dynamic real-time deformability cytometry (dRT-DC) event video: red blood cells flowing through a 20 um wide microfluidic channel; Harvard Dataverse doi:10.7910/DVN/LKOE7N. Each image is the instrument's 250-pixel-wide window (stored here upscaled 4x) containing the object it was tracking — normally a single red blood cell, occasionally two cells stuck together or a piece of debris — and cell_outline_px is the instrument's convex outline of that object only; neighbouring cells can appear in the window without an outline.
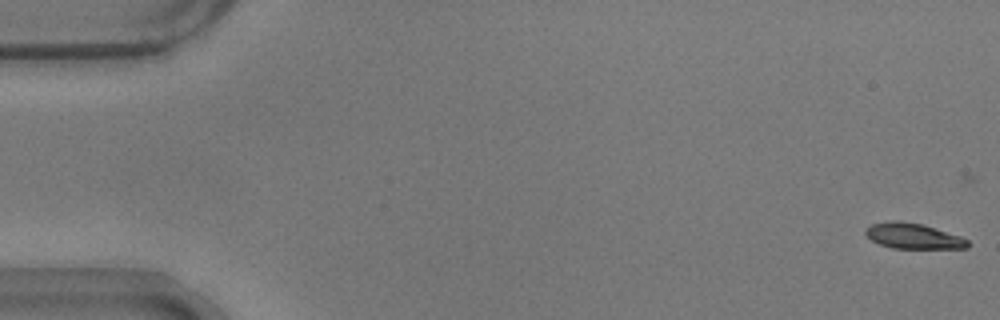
{"species": "common noctule bat (a hibernating species)", "species_latin": "Nyctalus noctula", "temperature_condition": "warm", "stored_images_in_passage": 36, "camera_frame_rate_fps": 3000, "um_per_image_px": 0.085, "animal": {"sex": "male", "body_mass_g": 17.9}, "frame": {"image": 1, "passage_image": 1, "time_ms": 0.0, "image_size_px": [1000, 320], "cell_outline_px": [[968, 248], [892, 248], [880, 244], [872, 240], [864, 232], [872, 224], [888, 220], [896, 220], [924, 224], [960, 236], [968, 240]], "centroid_in_image_um": [77.62, 20.05], "position_along_channel_um": 7.4, "area_um2": 15.09}}
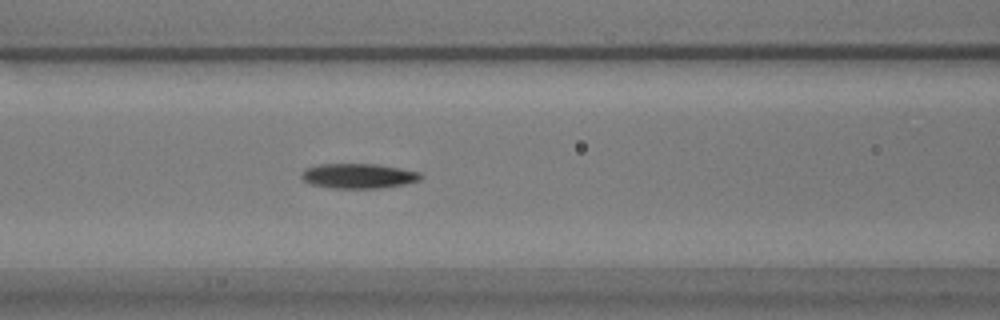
{"frame": {"image": 2, "passage_image": 23, "time_ms": 7.333, "image_size_px": [1000, 320], "cell_outline_px": [[424, 176], [420, 180], [404, 184], [380, 188], [332, 188], [308, 184], [300, 176], [300, 172], [304, 168], [320, 164], [376, 164], [400, 168], [420, 172]], "centroid_in_image_um": [30.43, 14.95], "position_along_channel_um": 136.2, "area_um2": 17.46}}
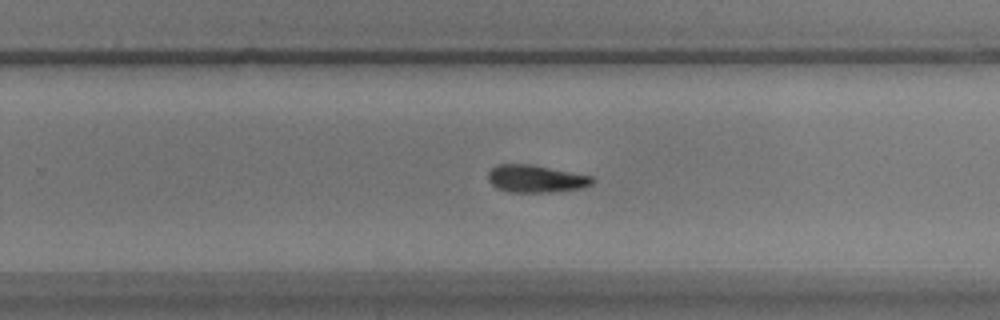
{"frame": {"image": 3, "passage_image": 35, "time_ms": 11.333, "image_size_px": [1000, 320], "cell_outline_px": [[596, 180], [592, 184], [580, 188], [552, 192], [508, 192], [496, 188], [488, 180], [488, 172], [496, 164], [532, 164], [592, 176]], "centroid_in_image_um": [45.53, 15.19], "position_along_channel_um": 284.3, "area_um2": 16.76}}